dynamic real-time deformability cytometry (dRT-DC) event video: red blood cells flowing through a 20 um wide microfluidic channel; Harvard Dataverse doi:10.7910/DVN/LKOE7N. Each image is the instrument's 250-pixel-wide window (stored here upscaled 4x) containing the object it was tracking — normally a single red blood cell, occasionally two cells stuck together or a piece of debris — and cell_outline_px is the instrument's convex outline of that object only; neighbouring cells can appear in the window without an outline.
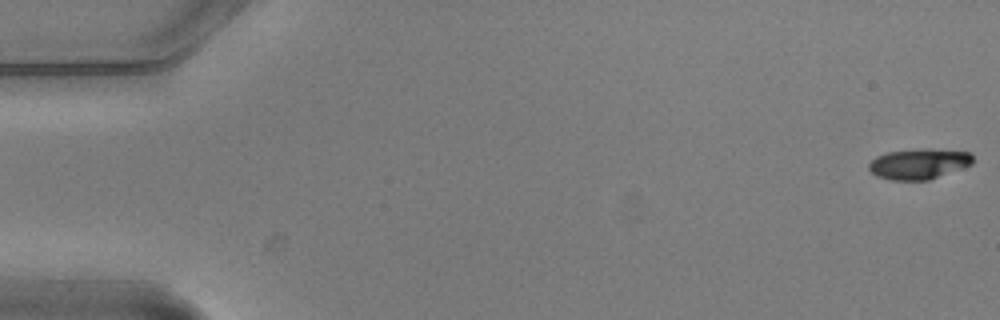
{"species": "common noctule bat (a hibernating species)", "species_latin": "Nyctalus noctula", "temperature_condition": "warm", "stored_images_in_passage": 5, "camera_frame_rate_fps": 3000, "um_per_image_px": 0.085, "animal": {"sex": "male", "body_mass_g": 20.5, "forearm_length_mm": 52.5}, "frame": {"image": 1, "passage_image": 1, "time_ms": 0.0, "image_size_px": [1000, 320], "cell_outline_px": [[972, 164], [928, 180], [892, 180], [880, 176], [872, 172], [868, 168], [868, 164], [876, 156], [888, 152], [972, 152]], "centroid_in_image_um": [78.05, 13.99], "position_along_channel_um": 6.9, "area_um2": 17.05}}
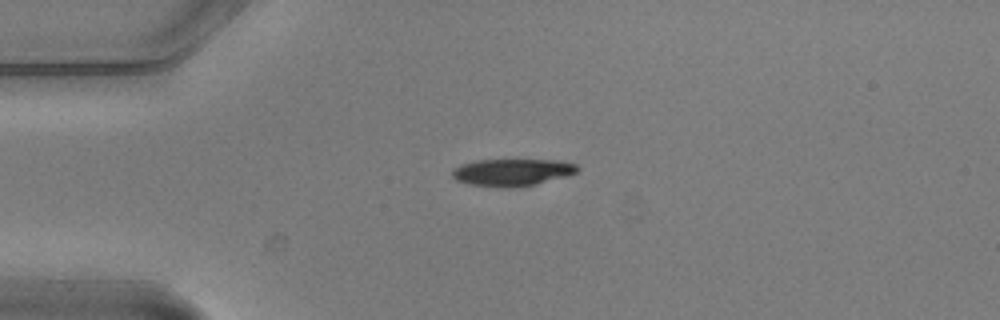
{"frame": {"image": 2, "passage_image": 4, "time_ms": 1.0, "image_size_px": [1000, 320], "cell_outline_px": [[580, 168], [576, 172], [568, 176], [536, 184], [508, 188], [500, 188], [468, 184], [456, 180], [452, 176], [452, 168], [460, 164], [476, 160], [560, 160], [576, 164]], "centroid_in_image_um": [43.52, 14.65], "position_along_channel_um": 41.5, "area_um2": 20.06}}